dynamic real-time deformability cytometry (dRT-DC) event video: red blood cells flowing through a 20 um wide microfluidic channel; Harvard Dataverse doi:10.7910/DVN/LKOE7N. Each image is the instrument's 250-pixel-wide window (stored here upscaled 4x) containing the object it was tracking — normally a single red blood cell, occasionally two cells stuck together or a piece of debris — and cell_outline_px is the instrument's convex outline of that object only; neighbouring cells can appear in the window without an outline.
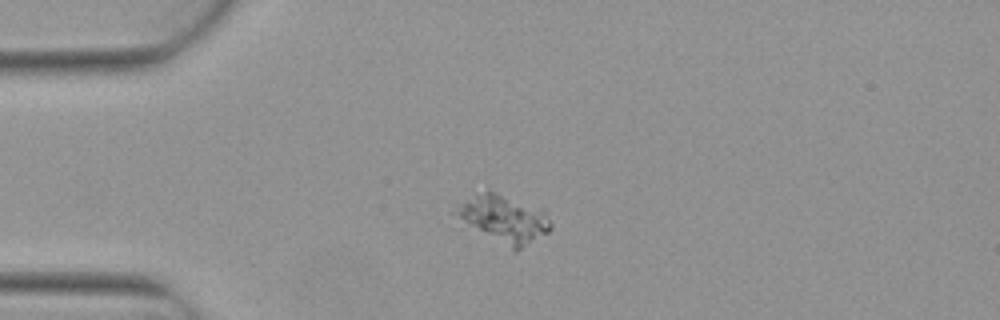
{"species": "Egyptian fruit bat (a non-hibernating species)", "species_latin": "Rousettus aegyptiacus", "temperature_condition": "warm", "stored_images_in_passage": 5, "camera_frame_rate_fps": 3000, "um_per_image_px": 0.085, "animal": {"sex": "female"}, "frame": {"image": 1, "passage_image": 1, "time_ms": 0.0, "image_size_px": [1000, 320], "cell_outline_px": [[552, 228], [548, 232], [516, 252], [512, 252], [452, 212], [476, 192], [488, 188], [544, 208], [552, 224]], "centroid_in_image_um": [42.93, 18.57], "position_along_channel_um": 42.1, "area_um2": 26.36}}
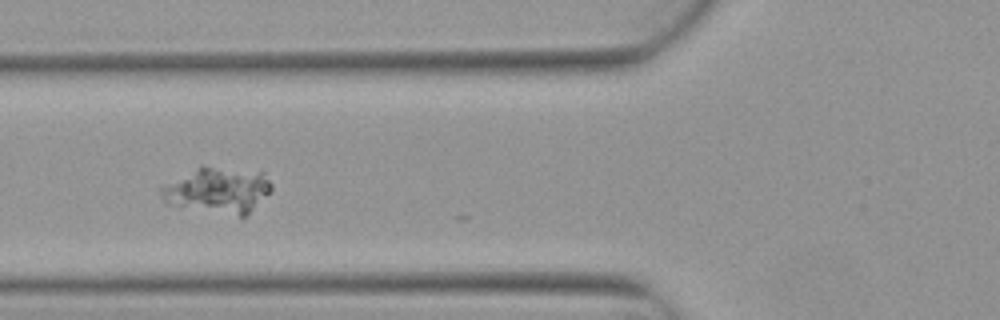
{"frame": {"image": 2, "passage_image": 3, "time_ms": 0.667, "image_size_px": [1000, 320], "cell_outline_px": [[272, 192], [244, 216], [240, 216], [176, 208], [168, 204], [160, 196], [156, 188], [200, 164], [264, 172], [272, 184]], "centroid_in_image_um": [18.44, 16.15], "position_along_channel_um": 107.4, "area_um2": 30.63}}
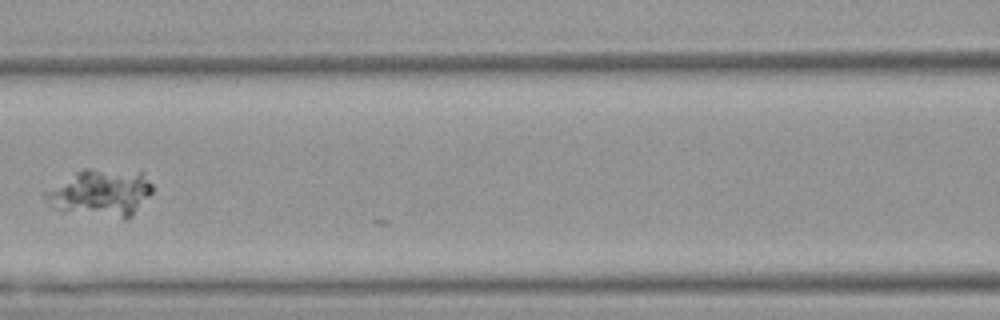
{"frame": {"image": 3, "passage_image": 4, "time_ms": 1.0, "image_size_px": [1000, 320], "cell_outline_px": [[152, 192], [132, 216], [128, 220], [124, 220], [60, 212], [52, 208], [48, 204], [44, 196], [44, 192], [76, 172], [84, 168], [88, 168], [140, 172], [152, 184]], "centroid_in_image_um": [8.53, 16.45], "position_along_channel_um": 158.1, "area_um2": 29.82}}